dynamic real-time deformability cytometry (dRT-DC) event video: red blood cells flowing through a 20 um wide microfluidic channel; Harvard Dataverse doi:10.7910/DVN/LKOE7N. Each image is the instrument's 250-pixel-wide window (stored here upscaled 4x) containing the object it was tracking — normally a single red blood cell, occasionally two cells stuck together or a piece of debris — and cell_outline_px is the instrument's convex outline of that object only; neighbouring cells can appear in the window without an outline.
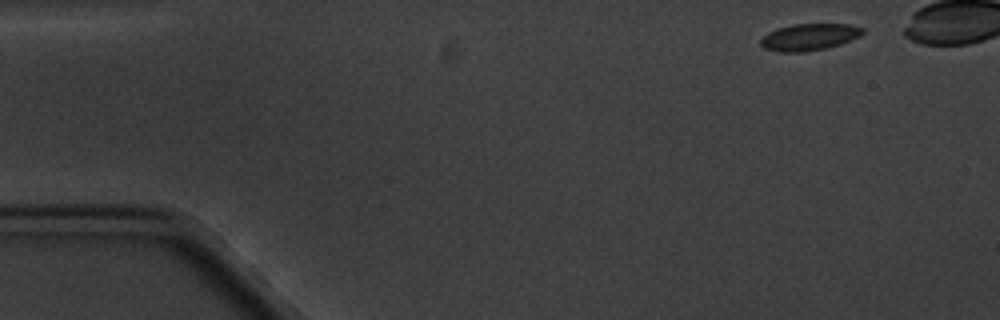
{"species": "common noctule bat (a hibernating species)", "species_latin": "Nyctalus noctula", "temperature_condition": "cold", "stored_images_in_passage": 5, "camera_frame_rate_fps": 3000, "um_per_image_px": 0.085, "animal": {"sex": "male", "body_mass_g": 20.1, "forearm_length_mm": 53.5}, "frame": {"image": 1, "passage_image": 1, "time_ms": 0.0, "image_size_px": [1000, 320], "cell_outline_px": [[864, 32], [860, 36], [840, 44], [824, 48], [804, 52], [780, 52], [764, 48], [760, 44], [760, 40], [768, 32], [776, 28], [792, 24], [852, 24], [864, 28]], "centroid_in_image_um": [68.78, 3.14], "position_along_channel_um": 16.2, "area_um2": 15.95}}